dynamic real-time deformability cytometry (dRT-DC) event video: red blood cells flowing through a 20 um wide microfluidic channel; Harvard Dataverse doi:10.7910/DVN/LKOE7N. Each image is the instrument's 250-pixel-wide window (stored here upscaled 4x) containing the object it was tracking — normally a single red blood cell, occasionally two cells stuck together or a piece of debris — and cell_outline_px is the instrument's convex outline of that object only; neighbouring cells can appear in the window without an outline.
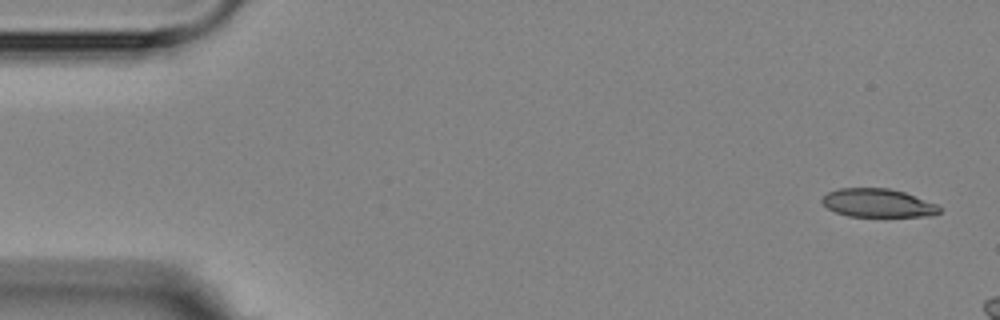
{"species": "Egyptian fruit bat (a non-hibernating species)", "species_latin": "Rousettus aegyptiacus", "temperature_condition": "room temperature", "stored_images_in_passage": 4, "camera_frame_rate_fps": 3000, "um_per_image_px": 0.085, "animal": {"sex": "female"}, "frame": {"image": 1, "passage_image": 1, "time_ms": 0.0, "image_size_px": [1000, 320], "cell_outline_px": [[940, 212], [932, 216], [848, 216], [836, 212], [828, 208], [820, 200], [828, 192], [840, 188], [888, 188], [904, 192], [936, 204], [940, 208]], "centroid_in_image_um": [74.61, 17.25], "position_along_channel_um": 10.4, "area_um2": 19.25}}